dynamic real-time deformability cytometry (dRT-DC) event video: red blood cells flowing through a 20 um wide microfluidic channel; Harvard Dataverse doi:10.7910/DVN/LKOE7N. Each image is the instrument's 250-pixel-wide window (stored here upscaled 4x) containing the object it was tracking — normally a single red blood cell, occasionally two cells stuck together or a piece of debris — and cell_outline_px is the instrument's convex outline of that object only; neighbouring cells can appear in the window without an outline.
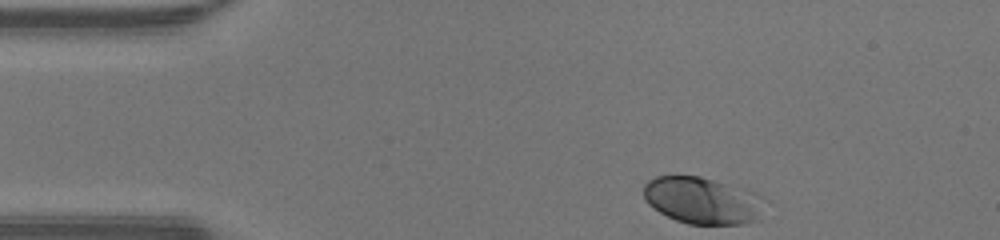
{"species": "human", "species_latin": "Homo sapiens", "temperature_condition": "warm", "stored_images_in_passage": 32, "camera_frame_rate_fps": 3000, "um_per_image_px": 0.085, "donor": {"sex": "male"}, "frame": {"image": 1, "passage_image": 1, "time_ms": 0.0, "image_size_px": [1000, 240], "cell_outline_px": [[764, 196], [760, 220], [744, 224], [688, 224], [676, 220], [652, 208], [644, 200], [644, 184], [648, 180], [656, 176], [700, 176], [752, 192]], "centroid_in_image_um": [59.69, 17.06], "position_along_channel_um": 25.3, "area_um2": 33.0}}
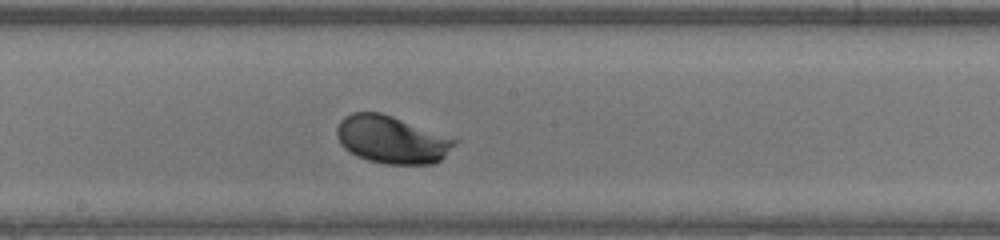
{"frame": {"image": 2, "passage_image": 19, "time_ms": 6.0, "image_size_px": [1000, 240], "cell_outline_px": [[460, 140], [440, 160], [432, 164], [384, 164], [368, 160], [356, 156], [348, 152], [340, 144], [336, 136], [336, 128], [340, 120], [344, 116], [352, 112], [380, 112], [392, 116]], "centroid_in_image_um": [33.26, 11.87], "position_along_channel_um": 214.9, "area_um2": 32.83}}
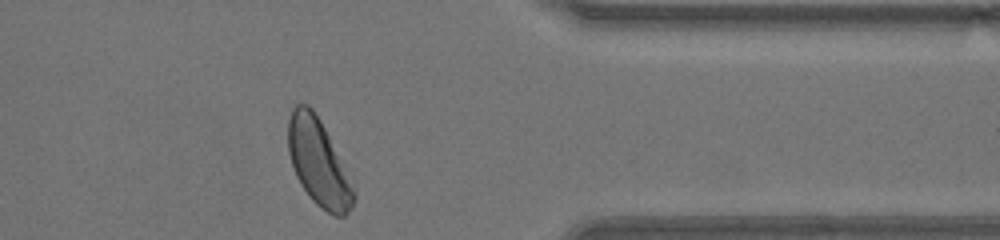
{"frame": {"image": 3, "passage_image": 32, "time_ms": 10.333, "image_size_px": [1000, 240], "cell_outline_px": [[356, 196], [352, 208], [344, 216], [336, 216], [328, 212], [316, 204], [312, 200], [296, 176], [288, 152], [288, 120], [292, 108], [296, 104], [308, 104], [312, 108], [320, 120], [356, 188]], "centroid_in_image_um": [27.09, 13.82], "position_along_channel_um": 384.3, "area_um2": 32.95}, "authors_computed_cell_mechanics": {"area_um2": 32.5703, "velocity_mm_per_s": 4.2876, "shape_relaxation_time_tau1_ms": 1.6149, "shape_relaxation_time_tau2_ms": null, "deformation_change_tau1": 0.1305, "deformation_change_tau2": null}}